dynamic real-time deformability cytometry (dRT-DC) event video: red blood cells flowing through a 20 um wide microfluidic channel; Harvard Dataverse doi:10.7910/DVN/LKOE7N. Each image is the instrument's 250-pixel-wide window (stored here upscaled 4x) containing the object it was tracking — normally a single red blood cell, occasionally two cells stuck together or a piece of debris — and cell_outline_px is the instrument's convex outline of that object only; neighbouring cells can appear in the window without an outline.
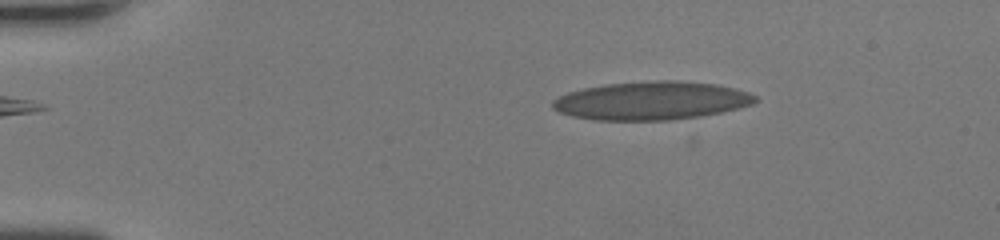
{"species": "human", "species_latin": "Homo sapiens", "temperature_condition": "room temperature", "stored_images_in_passage": 47, "camera_frame_rate_fps": 3000, "um_per_image_px": 0.085, "donor": {"sex": "female"}, "frame": {"image": 1, "passage_image": 9, "time_ms": 2.667, "image_size_px": [1000, 240], "cell_outline_px": [[760, 100], [752, 104], [740, 108], [700, 116], [668, 120], [592, 120], [572, 116], [560, 112], [552, 108], [552, 100], [568, 92], [584, 88], [604, 84], [652, 80], [680, 80], [716, 84], [736, 88], [748, 92], [756, 96]], "centroid_in_image_um": [55.39, 8.55], "position_along_channel_um": 29.6, "area_um2": 45.55}}
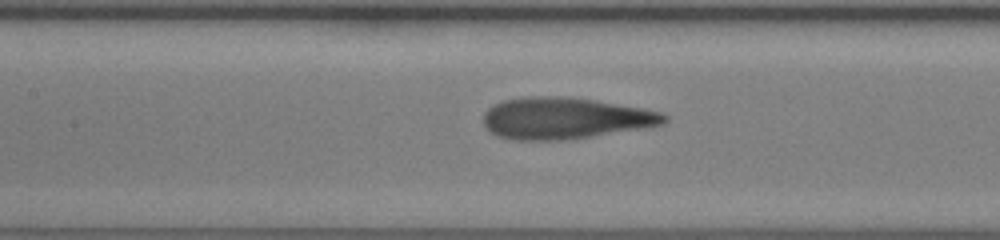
{"frame": {"image": 2, "passage_image": 24, "time_ms": 7.667, "image_size_px": [1000, 240], "cell_outline_px": [[668, 120], [664, 124], [644, 128], [564, 140], [512, 140], [500, 136], [492, 132], [484, 124], [484, 112], [492, 104], [504, 100], [528, 96], [560, 96], [596, 100], [640, 108], [660, 112], [668, 116]], "centroid_in_image_um": [48.01, 10.04], "position_along_channel_um": 159.4, "area_um2": 43.58}}
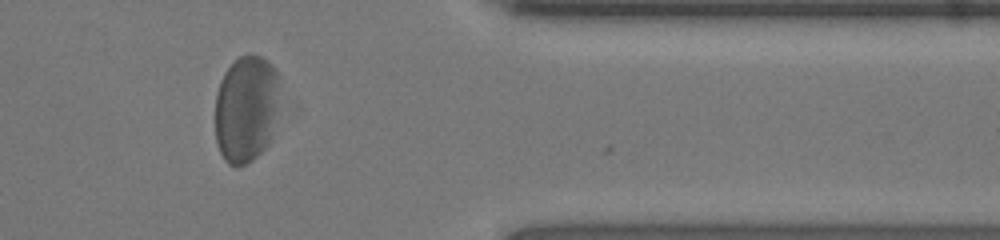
{"frame": {"image": 3, "passage_image": 41, "time_ms": 13.333, "image_size_px": [1000, 240], "cell_outline_px": [[276, 108], [268, 144], [252, 160], [244, 164], [228, 164], [224, 160], [216, 144], [216, 92], [220, 80], [224, 72], [240, 56], [248, 52], [260, 56], [268, 60], [276, 68]], "centroid_in_image_um": [20.87, 9.21], "position_along_channel_um": 390.5, "area_um2": 39.71}}